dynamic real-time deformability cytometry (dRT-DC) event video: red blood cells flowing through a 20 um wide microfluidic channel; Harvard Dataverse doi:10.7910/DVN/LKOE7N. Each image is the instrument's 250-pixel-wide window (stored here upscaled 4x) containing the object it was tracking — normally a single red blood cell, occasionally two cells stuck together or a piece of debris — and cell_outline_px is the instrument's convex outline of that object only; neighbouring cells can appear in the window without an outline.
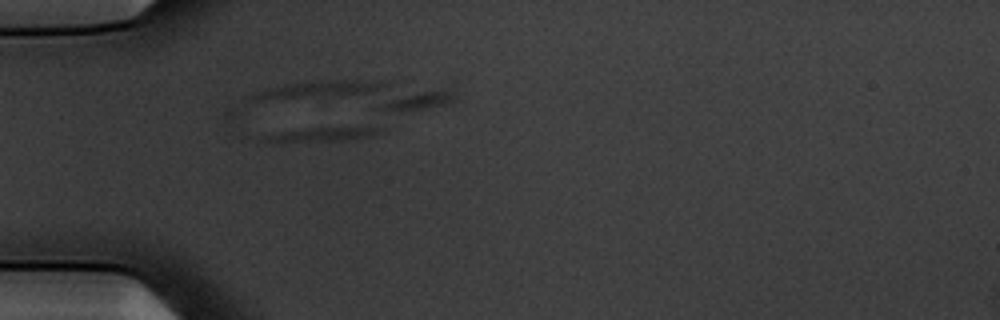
{"species": "common noctule bat (a hibernating species)", "species_latin": "Nyctalus noctula", "temperature_condition": "warm", "stored_images_in_passage": 5, "camera_frame_rate_fps": 3000, "um_per_image_px": 0.085, "animal": {"sex": "male", "body_mass_g": 20.1, "forearm_length_mm": 53.5}, "frame": {"image": 1, "passage_image": 5, "time_ms": 1.333, "image_size_px": [1000, 320], "cell_outline_px": [[384, 128], [380, 132], [372, 136], [340, 140], [256, 144], [264, 136], [288, 132], [316, 128], [376, 124]], "centroid_in_image_um": [27.5, 11.42], "position_along_channel_um": 57.5, "area_um2": 10.06}}